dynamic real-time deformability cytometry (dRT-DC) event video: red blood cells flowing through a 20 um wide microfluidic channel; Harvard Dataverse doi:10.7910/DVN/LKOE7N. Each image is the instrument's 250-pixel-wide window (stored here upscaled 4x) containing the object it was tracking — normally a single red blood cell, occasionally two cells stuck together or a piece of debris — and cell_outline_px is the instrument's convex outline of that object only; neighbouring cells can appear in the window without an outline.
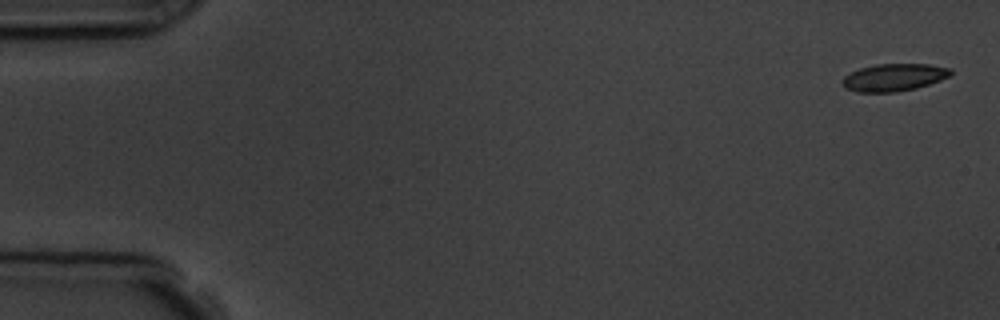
{"species": "common noctule bat (a hibernating species)", "species_latin": "Nyctalus noctula", "temperature_condition": "room temperature", "stored_images_in_passage": 4, "camera_frame_rate_fps": 3000, "um_per_image_px": 0.085, "animal": {"sex": "male", "body_mass_g": 19.5, "forearm_length_mm": 54.6}, "frame": {"image": 1, "passage_image": 1, "time_ms": 0.0, "image_size_px": [1000, 320], "cell_outline_px": [[952, 72], [948, 76], [940, 80], [916, 88], [896, 92], [856, 92], [844, 88], [840, 80], [844, 76], [860, 68], [876, 64], [928, 64], [952, 68]], "centroid_in_image_um": [75.95, 6.58], "position_along_channel_um": 9.1, "area_um2": 17.34}}
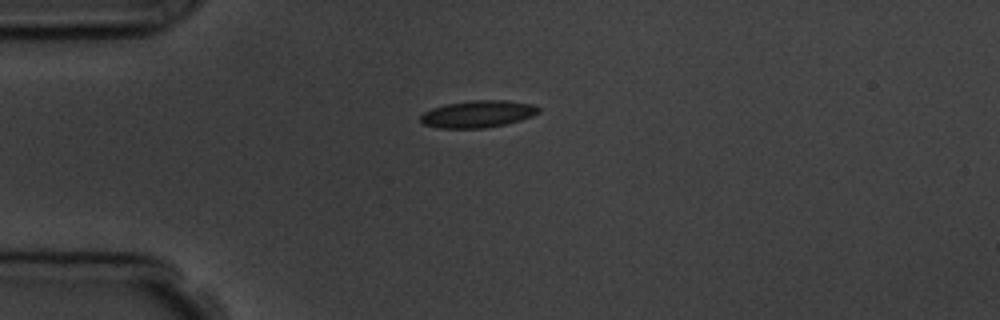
{"frame": {"image": 2, "passage_image": 4, "time_ms": 4.0, "image_size_px": [1000, 320], "cell_outline_px": [[540, 112], [532, 116], [520, 120], [504, 124], [484, 128], [440, 128], [424, 124], [420, 120], [420, 116], [424, 112], [432, 108], [448, 104], [472, 100], [508, 100], [532, 104], [540, 108]], "centroid_in_image_um": [40.63, 9.68], "position_along_channel_um": 44.4, "area_um2": 18.5}}